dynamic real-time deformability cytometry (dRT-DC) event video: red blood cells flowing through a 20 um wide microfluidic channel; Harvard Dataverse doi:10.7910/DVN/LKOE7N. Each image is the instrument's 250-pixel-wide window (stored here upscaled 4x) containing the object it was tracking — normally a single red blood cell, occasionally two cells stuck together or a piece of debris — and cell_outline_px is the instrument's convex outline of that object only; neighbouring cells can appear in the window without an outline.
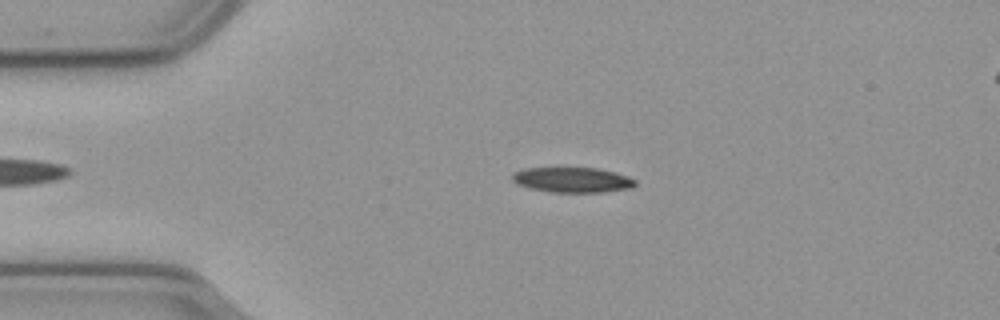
{"species": "common noctule bat (a hibernating species)", "species_latin": "Nyctalus noctula", "temperature_condition": "cold", "stored_images_in_passage": 45, "camera_frame_rate_fps": 3000, "um_per_image_px": 0.085, "animal": {"sex": "male", "body_mass_g": 23.1, "forearm_length_mm": 52.7}, "frame": {"image": 1, "passage_image": 1, "time_ms": 0.0, "image_size_px": [1000, 320], "cell_outline_px": [[636, 184], [628, 188], [600, 192], [552, 192], [532, 188], [516, 184], [512, 180], [512, 172], [524, 168], [596, 168], [616, 172], [636, 180]], "centroid_in_image_um": [48.61, 15.28], "position_along_channel_um": 36.4, "area_um2": 17.86}}
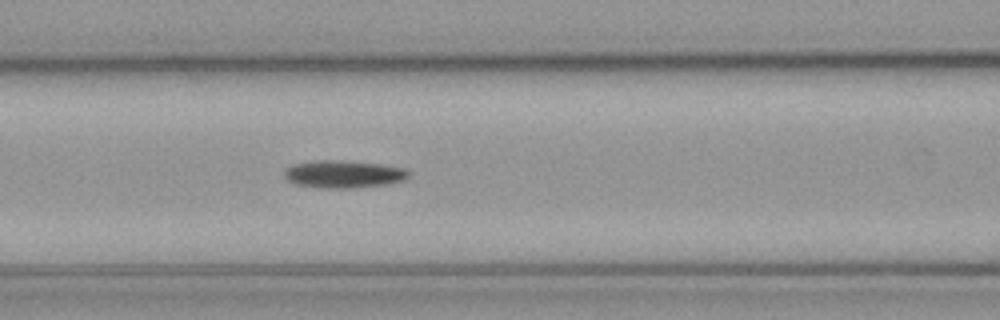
{"frame": {"image": 2, "passage_image": 12, "time_ms": 3.667, "image_size_px": [1000, 320], "cell_outline_px": [[408, 176], [404, 180], [388, 184], [348, 188], [320, 188], [292, 184], [284, 176], [284, 168], [292, 164], [316, 160], [340, 160], [380, 164], [404, 168], [408, 172]], "centroid_in_image_um": [29.13, 14.8], "position_along_channel_um": 137.5, "area_um2": 20.06}}
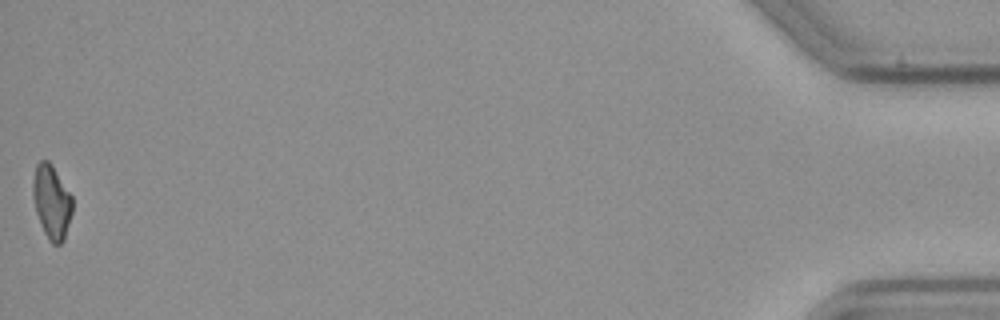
{"frame": {"image": 3, "passage_image": 45, "time_ms": 14.667, "image_size_px": [1000, 320], "cell_outline_px": [[72, 212], [64, 240], [60, 244], [52, 244], [48, 240], [40, 224], [36, 212], [32, 196], [32, 184], [36, 164], [40, 160], [48, 160], [52, 164], [72, 196]], "centroid_in_image_um": [4.38, 17.15], "position_along_channel_um": 430.8, "area_um2": 17.11}, "authors_computed_cell_mechanics": {"area_um2": 18.6116, "velocity_mm_per_s": 3.6326, "shape_relaxation_time_tau1_ms": 8.5461, "shape_relaxation_time_tau2_ms": null, "deformation_change_tau1": 0.1663, "deformation_change_tau2": null}}